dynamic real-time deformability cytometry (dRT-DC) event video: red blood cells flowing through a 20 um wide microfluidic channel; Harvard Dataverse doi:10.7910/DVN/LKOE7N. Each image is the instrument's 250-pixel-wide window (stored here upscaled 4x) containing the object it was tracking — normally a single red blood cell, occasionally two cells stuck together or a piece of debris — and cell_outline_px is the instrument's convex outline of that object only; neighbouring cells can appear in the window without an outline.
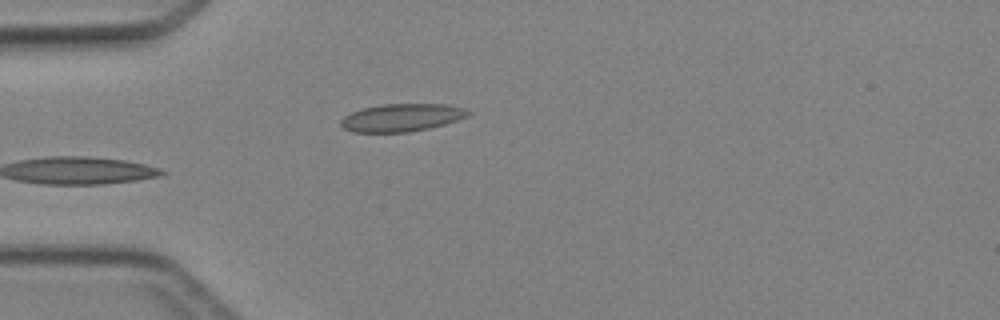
{"species": "Egyptian fruit bat (a non-hibernating species)", "species_latin": "Rousettus aegyptiacus", "temperature_condition": "cold", "stored_images_in_passage": 4, "camera_frame_rate_fps": 3000, "um_per_image_px": 0.085, "animal": {"sex": "female"}, "frame": {"image": 1, "passage_image": 4, "time_ms": 3.333, "image_size_px": [1000, 320], "cell_outline_px": [[472, 112], [468, 116], [444, 124], [428, 128], [408, 132], [352, 132], [344, 128], [340, 124], [340, 120], [344, 116], [352, 112], [364, 108], [380, 104], [448, 104], [468, 108]], "centroid_in_image_um": [34.17, 9.98], "position_along_channel_um": 50.8, "area_um2": 20.63}}